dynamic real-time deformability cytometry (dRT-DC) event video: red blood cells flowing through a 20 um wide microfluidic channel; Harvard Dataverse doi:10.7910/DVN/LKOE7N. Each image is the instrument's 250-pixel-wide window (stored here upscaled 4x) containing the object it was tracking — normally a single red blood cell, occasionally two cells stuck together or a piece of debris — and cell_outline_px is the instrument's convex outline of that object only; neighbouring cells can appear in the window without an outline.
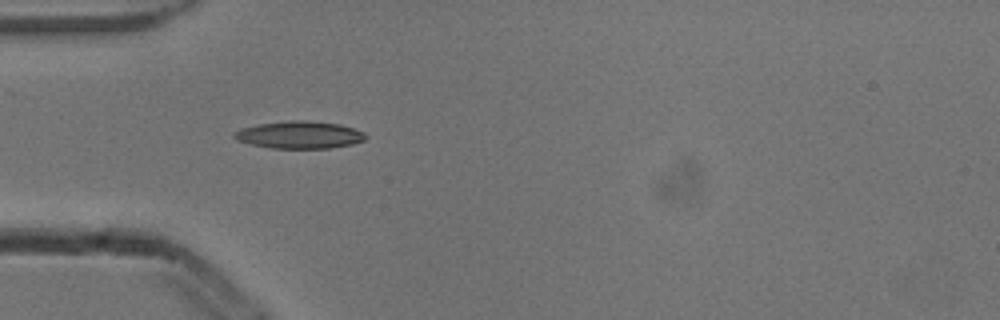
{"species": "common noctule bat (a hibernating species)", "species_latin": "Nyctalus noctula", "temperature_condition": "cold", "stored_images_in_passage": 4, "camera_frame_rate_fps": 3000, "um_per_image_px": 0.085, "animal": {"sex": "male", "body_mass_g": 13.3}, "frame": {"image": 1, "passage_image": 3, "time_ms": 0.667, "image_size_px": [1000, 320], "cell_outline_px": [[368, 136], [364, 140], [352, 144], [332, 148], [272, 148], [252, 144], [236, 140], [232, 136], [232, 132], [240, 128], [256, 124], [288, 120], [308, 120], [340, 124], [364, 132]], "centroid_in_image_um": [25.43, 11.45], "position_along_channel_um": 59.6, "area_um2": 21.15}}
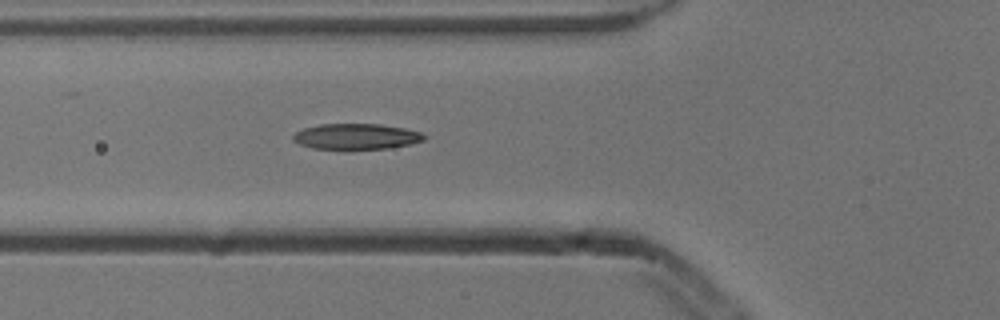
{"frame": {"image": 2, "passage_image": 4, "time_ms": 1.0, "image_size_px": [1000, 320], "cell_outline_px": [[428, 136], [424, 140], [408, 144], [388, 148], [312, 148], [300, 144], [292, 140], [292, 136], [296, 132], [304, 128], [320, 124], [380, 124], [404, 128], [420, 132]], "centroid_in_image_um": [30.28, 11.58], "position_along_channel_um": 95.5, "area_um2": 19.31}}